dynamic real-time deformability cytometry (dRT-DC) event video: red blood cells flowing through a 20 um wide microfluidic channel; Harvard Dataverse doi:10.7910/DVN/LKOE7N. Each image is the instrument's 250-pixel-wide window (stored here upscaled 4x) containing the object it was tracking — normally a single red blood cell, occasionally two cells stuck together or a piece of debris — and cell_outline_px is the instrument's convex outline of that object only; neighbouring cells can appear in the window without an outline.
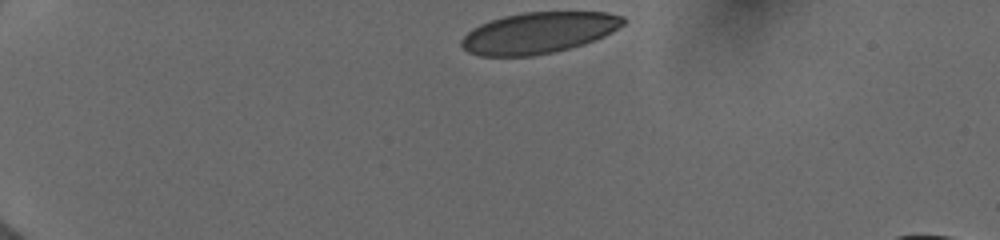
{"species": "human", "species_latin": "Homo sapiens", "temperature_condition": "cold", "stored_images_in_passage": 51, "camera_frame_rate_fps": 3000, "um_per_image_px": 0.085, "donor": {"sex": "female"}, "frame": {"image": 1, "passage_image": 1, "time_ms": 0.0, "image_size_px": [1000, 240], "cell_outline_px": [[624, 24], [612, 32], [604, 36], [584, 44], [552, 52], [532, 56], [480, 56], [468, 52], [460, 44], [460, 40], [472, 28], [480, 24], [504, 16], [524, 12], [608, 12], [624, 16]], "centroid_in_image_um": [45.78, 2.79], "position_along_channel_um": 39.2, "area_um2": 38.73}}
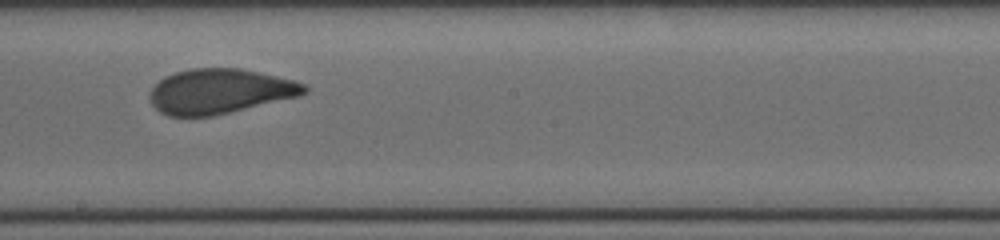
{"frame": {"image": 2, "passage_image": 24, "time_ms": 6.667, "image_size_px": [1000, 240], "cell_outline_px": [[308, 92], [300, 96], [212, 116], [168, 116], [160, 112], [152, 104], [148, 96], [152, 88], [164, 76], [188, 68], [240, 68], [276, 76], [308, 84]], "centroid_in_image_um": [18.68, 7.75], "position_along_channel_um": 229.5, "area_um2": 40.4}}
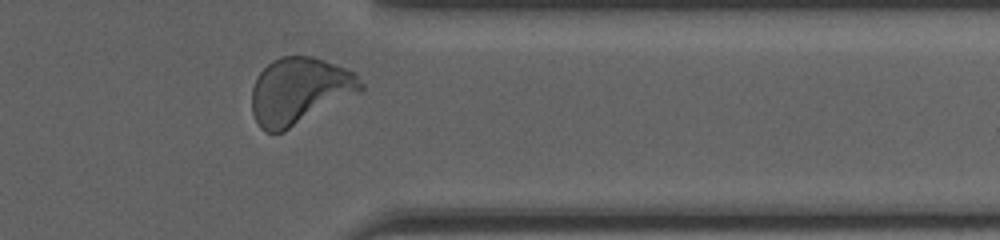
{"frame": {"image": 3, "passage_image": 48, "time_ms": 10.667, "image_size_px": [1000, 240], "cell_outline_px": [[364, 92], [284, 132], [264, 132], [260, 128], [252, 112], [252, 88], [256, 76], [272, 60], [280, 56], [312, 56], [324, 60], [356, 72], [364, 84]], "centroid_in_image_um": [25.51, 7.74], "position_along_channel_um": 385.9, "area_um2": 43.18}, "authors_computed_cell_mechanics": {"area_um2": 40.46, "velocity_mm_per_s": 3.9619, "shape_relaxation_time_tau1_ms": 5.4419, "shape_relaxation_time_tau2_ms": null, "deformation_change_tau1": 0.144, "deformation_change_tau2": null}}